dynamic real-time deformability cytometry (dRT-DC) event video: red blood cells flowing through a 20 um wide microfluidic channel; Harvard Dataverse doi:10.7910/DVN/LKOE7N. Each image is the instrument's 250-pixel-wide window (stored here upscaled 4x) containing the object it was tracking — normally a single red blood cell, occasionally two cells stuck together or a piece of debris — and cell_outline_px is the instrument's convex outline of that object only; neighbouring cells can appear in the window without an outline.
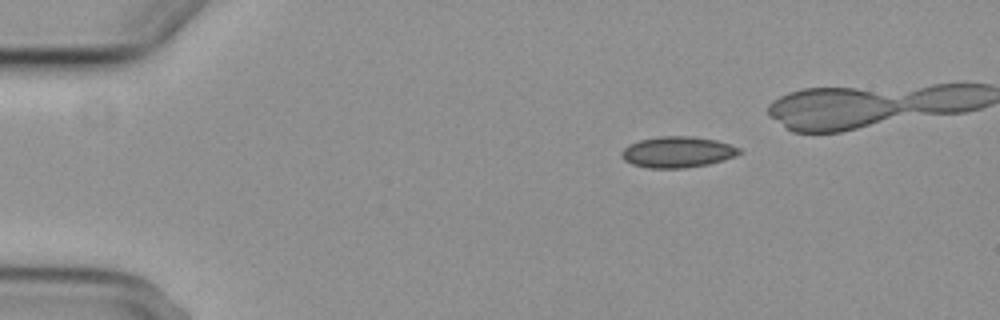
{"species": "common noctule bat (a hibernating species)", "species_latin": "Nyctalus noctula", "temperature_condition": "cold", "stored_images_in_passage": 5, "camera_frame_rate_fps": 3000, "um_per_image_px": 0.085, "animal": {"sex": "female", "body_mass_g": 29.2, "forearm_length_mm": 56.3}, "frame": {"image": 1, "passage_image": 2, "time_ms": 1.0, "image_size_px": [1000, 320], "cell_outline_px": [[744, 152], [736, 156], [708, 164], [684, 168], [648, 168], [632, 164], [624, 160], [620, 156], [620, 152], [628, 144], [640, 140], [656, 136], [692, 136], [716, 140], [732, 144], [740, 148]], "centroid_in_image_um": [57.59, 12.91], "position_along_channel_um": 27.4, "area_um2": 21.56}}